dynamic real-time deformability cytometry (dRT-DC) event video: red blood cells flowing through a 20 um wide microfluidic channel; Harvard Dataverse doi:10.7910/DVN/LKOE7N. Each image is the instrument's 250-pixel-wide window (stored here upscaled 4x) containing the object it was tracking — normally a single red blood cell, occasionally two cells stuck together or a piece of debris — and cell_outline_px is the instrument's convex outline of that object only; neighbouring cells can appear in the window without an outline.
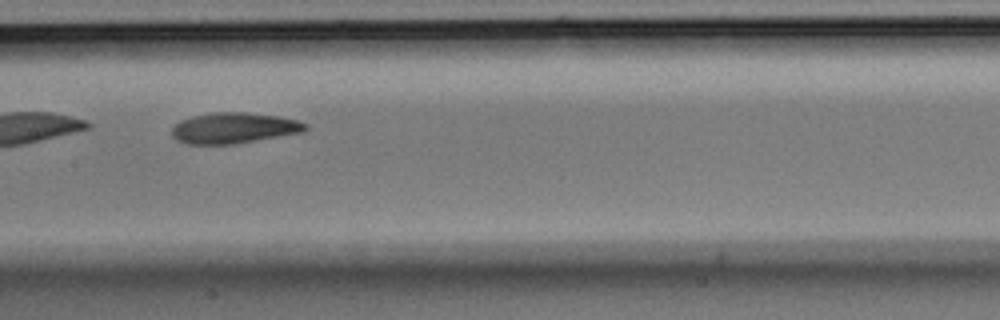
{"species": "Egyptian fruit bat (a non-hibernating species)", "species_latin": "Rousettus aegyptiacus", "temperature_condition": "room temperature", "stored_images_in_passage": 5, "camera_frame_rate_fps": 3000, "um_per_image_px": 0.085, "animal": {"sex": "male"}, "frame": {"image": 1, "passage_image": 5, "time_ms": 1.333, "image_size_px": [1000, 320], "cell_outline_px": [[308, 128], [304, 132], [236, 144], [188, 144], [176, 140], [172, 136], [172, 128], [180, 120], [192, 116], [212, 112], [248, 112], [280, 116], [296, 120], [308, 124]], "centroid_in_image_um": [19.9, 10.88], "position_along_channel_um": 187.5, "area_um2": 24.22}}